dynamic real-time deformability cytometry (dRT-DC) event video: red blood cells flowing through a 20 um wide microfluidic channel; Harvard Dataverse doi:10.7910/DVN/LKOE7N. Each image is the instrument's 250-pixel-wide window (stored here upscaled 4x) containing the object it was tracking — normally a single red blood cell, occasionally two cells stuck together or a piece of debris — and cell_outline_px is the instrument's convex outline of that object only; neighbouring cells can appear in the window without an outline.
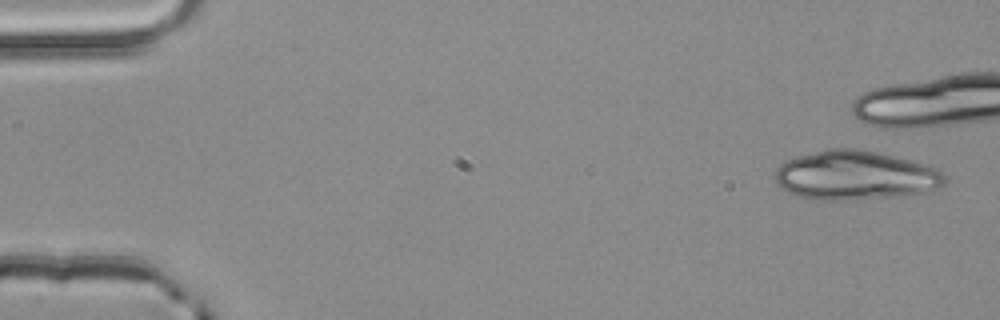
{"species": "common noctule bat (a hibernating species)", "species_latin": "Nyctalus noctula", "temperature_condition": "room temperature", "stored_images_in_passage": 5, "camera_frame_rate_fps": 3000, "um_per_image_px": 0.085, "animal": {"sex": "male", "body_mass_g": 20.4}, "frame": {"image": 1, "passage_image": 1, "time_ms": 0.0, "image_size_px": [1000, 320], "cell_outline_px": [[948, 180], [944, 188], [904, 196], [844, 200], [820, 200], [800, 196], [788, 192], [776, 184], [772, 176], [776, 168], [784, 160], [796, 156], [828, 148], [856, 148], [876, 152], [928, 164], [944, 172]], "centroid_in_image_um": [72.73, 14.91], "position_along_channel_um": 12.3, "area_um2": 49.48}}